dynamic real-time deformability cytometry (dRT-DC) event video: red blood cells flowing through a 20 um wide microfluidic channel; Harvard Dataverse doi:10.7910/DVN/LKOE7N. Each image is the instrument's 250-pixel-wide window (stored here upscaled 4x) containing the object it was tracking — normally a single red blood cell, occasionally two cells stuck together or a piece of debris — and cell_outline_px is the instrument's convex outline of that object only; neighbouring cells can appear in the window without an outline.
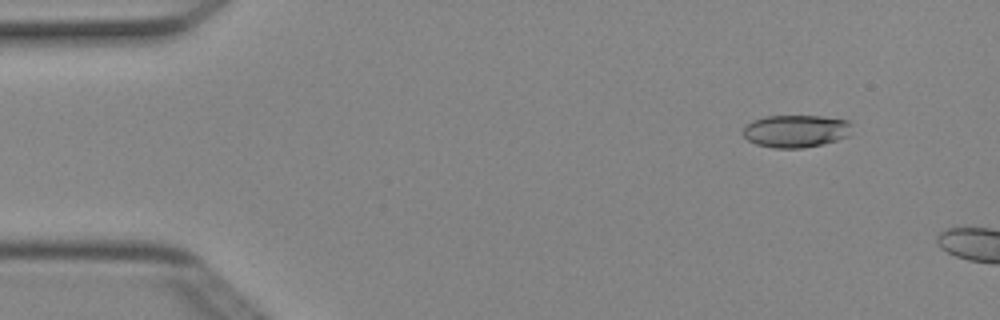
{"species": "Egyptian fruit bat (a non-hibernating species)", "species_latin": "Rousettus aegyptiacus", "temperature_condition": "cold", "stored_images_in_passage": 5, "segment_of_instrument_passage": [2, 2], "camera_frame_rate_fps": 3000, "um_per_image_px": 0.085, "animal": {"sex": "female"}, "frame": {"image": 1, "passage_image": 5, "time_ms": 1.333, "image_size_px": [1000, 320], "cell_outline_px": [[852, 124], [848, 136], [824, 144], [804, 148], [772, 148], [756, 144], [748, 140], [744, 136], [744, 128], [752, 120], [764, 116], [820, 116], [848, 120]], "centroid_in_image_um": [67.65, 11.14], "position_along_channel_um": 17.3, "area_um2": 20.69}}